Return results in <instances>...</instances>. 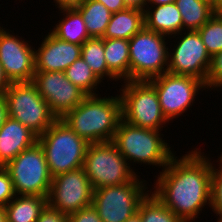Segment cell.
Instances as JSON below:
<instances>
[{
    "label": "cell",
    "mask_w": 222,
    "mask_h": 222,
    "mask_svg": "<svg viewBox=\"0 0 222 222\" xmlns=\"http://www.w3.org/2000/svg\"><path fill=\"white\" fill-rule=\"evenodd\" d=\"M201 151L195 147L180 158L174 155L150 189L183 222H196L202 209L211 207L213 161Z\"/></svg>",
    "instance_id": "cell-1"
},
{
    "label": "cell",
    "mask_w": 222,
    "mask_h": 222,
    "mask_svg": "<svg viewBox=\"0 0 222 222\" xmlns=\"http://www.w3.org/2000/svg\"><path fill=\"white\" fill-rule=\"evenodd\" d=\"M61 119L88 143L110 142L122 119L120 96L87 95Z\"/></svg>",
    "instance_id": "cell-2"
},
{
    "label": "cell",
    "mask_w": 222,
    "mask_h": 222,
    "mask_svg": "<svg viewBox=\"0 0 222 222\" xmlns=\"http://www.w3.org/2000/svg\"><path fill=\"white\" fill-rule=\"evenodd\" d=\"M161 136V131L133 126L121 119L112 142L130 167L137 163L163 170L176 152Z\"/></svg>",
    "instance_id": "cell-3"
},
{
    "label": "cell",
    "mask_w": 222,
    "mask_h": 222,
    "mask_svg": "<svg viewBox=\"0 0 222 222\" xmlns=\"http://www.w3.org/2000/svg\"><path fill=\"white\" fill-rule=\"evenodd\" d=\"M38 142L44 150L52 177L82 168L89 143L61 118L38 136Z\"/></svg>",
    "instance_id": "cell-4"
},
{
    "label": "cell",
    "mask_w": 222,
    "mask_h": 222,
    "mask_svg": "<svg viewBox=\"0 0 222 222\" xmlns=\"http://www.w3.org/2000/svg\"><path fill=\"white\" fill-rule=\"evenodd\" d=\"M123 83L119 90L122 119L133 126L162 131L169 121L163 115L155 87L148 80Z\"/></svg>",
    "instance_id": "cell-5"
},
{
    "label": "cell",
    "mask_w": 222,
    "mask_h": 222,
    "mask_svg": "<svg viewBox=\"0 0 222 222\" xmlns=\"http://www.w3.org/2000/svg\"><path fill=\"white\" fill-rule=\"evenodd\" d=\"M82 168L93 189L122 185L138 175L112 141L89 143Z\"/></svg>",
    "instance_id": "cell-6"
},
{
    "label": "cell",
    "mask_w": 222,
    "mask_h": 222,
    "mask_svg": "<svg viewBox=\"0 0 222 222\" xmlns=\"http://www.w3.org/2000/svg\"><path fill=\"white\" fill-rule=\"evenodd\" d=\"M8 115L42 135L58 118L33 82L10 83L5 90Z\"/></svg>",
    "instance_id": "cell-7"
},
{
    "label": "cell",
    "mask_w": 222,
    "mask_h": 222,
    "mask_svg": "<svg viewBox=\"0 0 222 222\" xmlns=\"http://www.w3.org/2000/svg\"><path fill=\"white\" fill-rule=\"evenodd\" d=\"M167 38L143 27L129 40L130 81H147L167 72Z\"/></svg>",
    "instance_id": "cell-8"
},
{
    "label": "cell",
    "mask_w": 222,
    "mask_h": 222,
    "mask_svg": "<svg viewBox=\"0 0 222 222\" xmlns=\"http://www.w3.org/2000/svg\"><path fill=\"white\" fill-rule=\"evenodd\" d=\"M139 177L122 185L93 189L92 205L103 222H125L138 213L140 202L151 191L147 181Z\"/></svg>",
    "instance_id": "cell-9"
},
{
    "label": "cell",
    "mask_w": 222,
    "mask_h": 222,
    "mask_svg": "<svg viewBox=\"0 0 222 222\" xmlns=\"http://www.w3.org/2000/svg\"><path fill=\"white\" fill-rule=\"evenodd\" d=\"M4 168L12 179L16 195L48 197L53 177L39 142L19 153Z\"/></svg>",
    "instance_id": "cell-10"
},
{
    "label": "cell",
    "mask_w": 222,
    "mask_h": 222,
    "mask_svg": "<svg viewBox=\"0 0 222 222\" xmlns=\"http://www.w3.org/2000/svg\"><path fill=\"white\" fill-rule=\"evenodd\" d=\"M148 81L155 87L163 115L172 122L194 105L200 90L207 89L205 83L196 77L169 72Z\"/></svg>",
    "instance_id": "cell-11"
},
{
    "label": "cell",
    "mask_w": 222,
    "mask_h": 222,
    "mask_svg": "<svg viewBox=\"0 0 222 222\" xmlns=\"http://www.w3.org/2000/svg\"><path fill=\"white\" fill-rule=\"evenodd\" d=\"M174 37L176 41L177 39L179 40L177 44H174L173 48L170 45L167 72L176 75L193 76L206 84L211 57L198 31H181L169 38L173 39Z\"/></svg>",
    "instance_id": "cell-12"
},
{
    "label": "cell",
    "mask_w": 222,
    "mask_h": 222,
    "mask_svg": "<svg viewBox=\"0 0 222 222\" xmlns=\"http://www.w3.org/2000/svg\"><path fill=\"white\" fill-rule=\"evenodd\" d=\"M93 188L83 168L56 175L52 178L48 206L66 214L92 205Z\"/></svg>",
    "instance_id": "cell-13"
},
{
    "label": "cell",
    "mask_w": 222,
    "mask_h": 222,
    "mask_svg": "<svg viewBox=\"0 0 222 222\" xmlns=\"http://www.w3.org/2000/svg\"><path fill=\"white\" fill-rule=\"evenodd\" d=\"M3 27L0 26V63L5 77L9 83L32 82L36 72L35 48Z\"/></svg>",
    "instance_id": "cell-14"
},
{
    "label": "cell",
    "mask_w": 222,
    "mask_h": 222,
    "mask_svg": "<svg viewBox=\"0 0 222 222\" xmlns=\"http://www.w3.org/2000/svg\"><path fill=\"white\" fill-rule=\"evenodd\" d=\"M32 82L58 119L73 110L87 96L62 71H36Z\"/></svg>",
    "instance_id": "cell-15"
},
{
    "label": "cell",
    "mask_w": 222,
    "mask_h": 222,
    "mask_svg": "<svg viewBox=\"0 0 222 222\" xmlns=\"http://www.w3.org/2000/svg\"><path fill=\"white\" fill-rule=\"evenodd\" d=\"M35 49V71L64 72L81 57V45L60 40L51 32L42 39Z\"/></svg>",
    "instance_id": "cell-16"
},
{
    "label": "cell",
    "mask_w": 222,
    "mask_h": 222,
    "mask_svg": "<svg viewBox=\"0 0 222 222\" xmlns=\"http://www.w3.org/2000/svg\"><path fill=\"white\" fill-rule=\"evenodd\" d=\"M38 142V136L19 121L8 117L0 128V166Z\"/></svg>",
    "instance_id": "cell-17"
},
{
    "label": "cell",
    "mask_w": 222,
    "mask_h": 222,
    "mask_svg": "<svg viewBox=\"0 0 222 222\" xmlns=\"http://www.w3.org/2000/svg\"><path fill=\"white\" fill-rule=\"evenodd\" d=\"M144 27L167 37L183 31L182 17L175 2L146 7Z\"/></svg>",
    "instance_id": "cell-18"
},
{
    "label": "cell",
    "mask_w": 222,
    "mask_h": 222,
    "mask_svg": "<svg viewBox=\"0 0 222 222\" xmlns=\"http://www.w3.org/2000/svg\"><path fill=\"white\" fill-rule=\"evenodd\" d=\"M63 18L50 32L60 40L82 45L91 37L88 34L82 15L75 7H57Z\"/></svg>",
    "instance_id": "cell-19"
},
{
    "label": "cell",
    "mask_w": 222,
    "mask_h": 222,
    "mask_svg": "<svg viewBox=\"0 0 222 222\" xmlns=\"http://www.w3.org/2000/svg\"><path fill=\"white\" fill-rule=\"evenodd\" d=\"M104 55L109 72L121 81H130L129 40L105 39Z\"/></svg>",
    "instance_id": "cell-20"
},
{
    "label": "cell",
    "mask_w": 222,
    "mask_h": 222,
    "mask_svg": "<svg viewBox=\"0 0 222 222\" xmlns=\"http://www.w3.org/2000/svg\"><path fill=\"white\" fill-rule=\"evenodd\" d=\"M144 27V12L126 9L112 13L106 32L102 38L130 40Z\"/></svg>",
    "instance_id": "cell-21"
},
{
    "label": "cell",
    "mask_w": 222,
    "mask_h": 222,
    "mask_svg": "<svg viewBox=\"0 0 222 222\" xmlns=\"http://www.w3.org/2000/svg\"><path fill=\"white\" fill-rule=\"evenodd\" d=\"M47 205V197L16 195L4 206L7 222H37Z\"/></svg>",
    "instance_id": "cell-22"
},
{
    "label": "cell",
    "mask_w": 222,
    "mask_h": 222,
    "mask_svg": "<svg viewBox=\"0 0 222 222\" xmlns=\"http://www.w3.org/2000/svg\"><path fill=\"white\" fill-rule=\"evenodd\" d=\"M183 31H198L215 13L211 0H175Z\"/></svg>",
    "instance_id": "cell-23"
},
{
    "label": "cell",
    "mask_w": 222,
    "mask_h": 222,
    "mask_svg": "<svg viewBox=\"0 0 222 222\" xmlns=\"http://www.w3.org/2000/svg\"><path fill=\"white\" fill-rule=\"evenodd\" d=\"M82 15L89 36L102 38L106 32L112 12L102 3L85 0L74 6Z\"/></svg>",
    "instance_id": "cell-24"
},
{
    "label": "cell",
    "mask_w": 222,
    "mask_h": 222,
    "mask_svg": "<svg viewBox=\"0 0 222 222\" xmlns=\"http://www.w3.org/2000/svg\"><path fill=\"white\" fill-rule=\"evenodd\" d=\"M81 57L89 65L92 72L101 81H118L110 72L104 55L103 38L92 37L81 45ZM109 78V79H108Z\"/></svg>",
    "instance_id": "cell-25"
},
{
    "label": "cell",
    "mask_w": 222,
    "mask_h": 222,
    "mask_svg": "<svg viewBox=\"0 0 222 222\" xmlns=\"http://www.w3.org/2000/svg\"><path fill=\"white\" fill-rule=\"evenodd\" d=\"M64 73L75 86H78L87 95H100L97 89L102 82L96 77L82 57L75 60Z\"/></svg>",
    "instance_id": "cell-26"
},
{
    "label": "cell",
    "mask_w": 222,
    "mask_h": 222,
    "mask_svg": "<svg viewBox=\"0 0 222 222\" xmlns=\"http://www.w3.org/2000/svg\"><path fill=\"white\" fill-rule=\"evenodd\" d=\"M138 213L142 222H183L166 208L151 191L140 202Z\"/></svg>",
    "instance_id": "cell-27"
},
{
    "label": "cell",
    "mask_w": 222,
    "mask_h": 222,
    "mask_svg": "<svg viewBox=\"0 0 222 222\" xmlns=\"http://www.w3.org/2000/svg\"><path fill=\"white\" fill-rule=\"evenodd\" d=\"M198 33L211 58L222 51V16L214 14Z\"/></svg>",
    "instance_id": "cell-28"
},
{
    "label": "cell",
    "mask_w": 222,
    "mask_h": 222,
    "mask_svg": "<svg viewBox=\"0 0 222 222\" xmlns=\"http://www.w3.org/2000/svg\"><path fill=\"white\" fill-rule=\"evenodd\" d=\"M215 166L212 163V180H211V209L215 216L222 218V162ZM214 164V165H213ZM217 168V169H216Z\"/></svg>",
    "instance_id": "cell-29"
},
{
    "label": "cell",
    "mask_w": 222,
    "mask_h": 222,
    "mask_svg": "<svg viewBox=\"0 0 222 222\" xmlns=\"http://www.w3.org/2000/svg\"><path fill=\"white\" fill-rule=\"evenodd\" d=\"M205 86L207 91L208 89L213 90V88L214 91L217 89L220 91L222 89V51L218 52L211 58V65L206 78Z\"/></svg>",
    "instance_id": "cell-30"
},
{
    "label": "cell",
    "mask_w": 222,
    "mask_h": 222,
    "mask_svg": "<svg viewBox=\"0 0 222 222\" xmlns=\"http://www.w3.org/2000/svg\"><path fill=\"white\" fill-rule=\"evenodd\" d=\"M16 196L8 171L0 166V205L6 206Z\"/></svg>",
    "instance_id": "cell-31"
},
{
    "label": "cell",
    "mask_w": 222,
    "mask_h": 222,
    "mask_svg": "<svg viewBox=\"0 0 222 222\" xmlns=\"http://www.w3.org/2000/svg\"><path fill=\"white\" fill-rule=\"evenodd\" d=\"M67 218L68 222H103L93 205L77 210L69 214Z\"/></svg>",
    "instance_id": "cell-32"
},
{
    "label": "cell",
    "mask_w": 222,
    "mask_h": 222,
    "mask_svg": "<svg viewBox=\"0 0 222 222\" xmlns=\"http://www.w3.org/2000/svg\"><path fill=\"white\" fill-rule=\"evenodd\" d=\"M37 222H68V218L66 214L60 213L47 205L41 212Z\"/></svg>",
    "instance_id": "cell-33"
},
{
    "label": "cell",
    "mask_w": 222,
    "mask_h": 222,
    "mask_svg": "<svg viewBox=\"0 0 222 222\" xmlns=\"http://www.w3.org/2000/svg\"><path fill=\"white\" fill-rule=\"evenodd\" d=\"M104 4L112 13L126 10L123 0H94Z\"/></svg>",
    "instance_id": "cell-34"
},
{
    "label": "cell",
    "mask_w": 222,
    "mask_h": 222,
    "mask_svg": "<svg viewBox=\"0 0 222 222\" xmlns=\"http://www.w3.org/2000/svg\"><path fill=\"white\" fill-rule=\"evenodd\" d=\"M9 117L6 97L4 93L0 94V128L4 125Z\"/></svg>",
    "instance_id": "cell-35"
},
{
    "label": "cell",
    "mask_w": 222,
    "mask_h": 222,
    "mask_svg": "<svg viewBox=\"0 0 222 222\" xmlns=\"http://www.w3.org/2000/svg\"><path fill=\"white\" fill-rule=\"evenodd\" d=\"M127 9L145 11L147 0H123Z\"/></svg>",
    "instance_id": "cell-36"
},
{
    "label": "cell",
    "mask_w": 222,
    "mask_h": 222,
    "mask_svg": "<svg viewBox=\"0 0 222 222\" xmlns=\"http://www.w3.org/2000/svg\"><path fill=\"white\" fill-rule=\"evenodd\" d=\"M57 7H74L85 0H53ZM57 4V5H56Z\"/></svg>",
    "instance_id": "cell-37"
},
{
    "label": "cell",
    "mask_w": 222,
    "mask_h": 222,
    "mask_svg": "<svg viewBox=\"0 0 222 222\" xmlns=\"http://www.w3.org/2000/svg\"><path fill=\"white\" fill-rule=\"evenodd\" d=\"M9 81L5 77L2 69V65L0 63V94L4 93L5 90L9 87Z\"/></svg>",
    "instance_id": "cell-38"
},
{
    "label": "cell",
    "mask_w": 222,
    "mask_h": 222,
    "mask_svg": "<svg viewBox=\"0 0 222 222\" xmlns=\"http://www.w3.org/2000/svg\"><path fill=\"white\" fill-rule=\"evenodd\" d=\"M175 2V0H147V4L146 7L150 6H158V5H164V4H169V3H173Z\"/></svg>",
    "instance_id": "cell-39"
},
{
    "label": "cell",
    "mask_w": 222,
    "mask_h": 222,
    "mask_svg": "<svg viewBox=\"0 0 222 222\" xmlns=\"http://www.w3.org/2000/svg\"><path fill=\"white\" fill-rule=\"evenodd\" d=\"M211 1H212L214 13L216 15L222 16V0H211Z\"/></svg>",
    "instance_id": "cell-40"
},
{
    "label": "cell",
    "mask_w": 222,
    "mask_h": 222,
    "mask_svg": "<svg viewBox=\"0 0 222 222\" xmlns=\"http://www.w3.org/2000/svg\"><path fill=\"white\" fill-rule=\"evenodd\" d=\"M0 222H7V214L4 206L0 205Z\"/></svg>",
    "instance_id": "cell-41"
},
{
    "label": "cell",
    "mask_w": 222,
    "mask_h": 222,
    "mask_svg": "<svg viewBox=\"0 0 222 222\" xmlns=\"http://www.w3.org/2000/svg\"><path fill=\"white\" fill-rule=\"evenodd\" d=\"M125 222H142V220L140 218V214L136 213L134 216H132L131 218L127 219Z\"/></svg>",
    "instance_id": "cell-42"
},
{
    "label": "cell",
    "mask_w": 222,
    "mask_h": 222,
    "mask_svg": "<svg viewBox=\"0 0 222 222\" xmlns=\"http://www.w3.org/2000/svg\"><path fill=\"white\" fill-rule=\"evenodd\" d=\"M221 162H222V152H221V155L219 156V159Z\"/></svg>",
    "instance_id": "cell-43"
},
{
    "label": "cell",
    "mask_w": 222,
    "mask_h": 222,
    "mask_svg": "<svg viewBox=\"0 0 222 222\" xmlns=\"http://www.w3.org/2000/svg\"><path fill=\"white\" fill-rule=\"evenodd\" d=\"M217 222H222V218L218 217Z\"/></svg>",
    "instance_id": "cell-44"
}]
</instances>
